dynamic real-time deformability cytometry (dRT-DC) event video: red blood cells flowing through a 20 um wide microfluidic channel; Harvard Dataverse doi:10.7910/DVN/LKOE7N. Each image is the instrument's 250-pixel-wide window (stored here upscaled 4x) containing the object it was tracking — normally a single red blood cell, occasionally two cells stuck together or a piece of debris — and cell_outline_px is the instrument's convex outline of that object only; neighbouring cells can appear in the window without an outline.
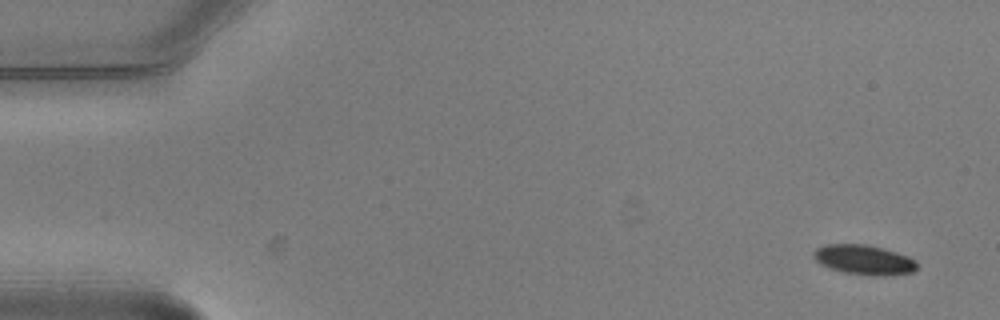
{"species": "common noctule bat (a hibernating species)", "species_latin": "Nyctalus noctula", "temperature_condition": "warm", "stored_images_in_passage": 4, "camera_frame_rate_fps": 3000, "um_per_image_px": 0.085, "animal": {"sex": "male", "body_mass_g": 20.5, "forearm_length_mm": 52.5}, "frame": {"image": 1, "passage_image": 1, "time_ms": 0.0, "image_size_px": [1000, 320], "cell_outline_px": [[920, 264], [912, 272], [884, 276], [872, 276], [844, 272], [828, 268], [820, 264], [812, 256], [812, 252], [816, 248], [824, 244], [864, 244], [884, 248], [908, 256], [916, 260]], "centroid_in_image_um": [73.43, 22.08], "position_along_channel_um": 11.6, "area_um2": 18.21}}
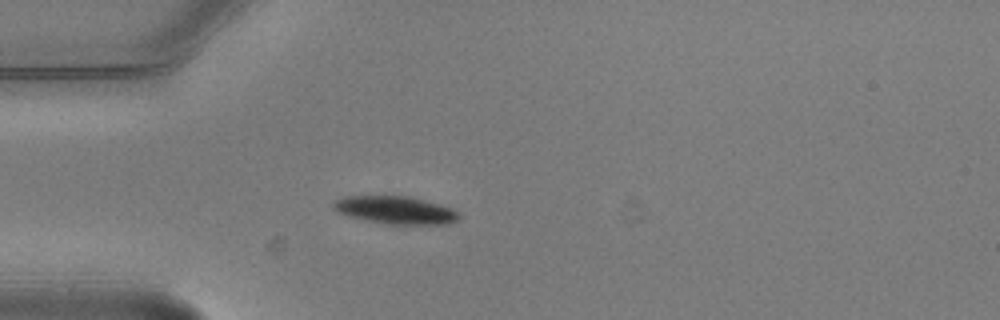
{"frame": {"image": 2, "passage_image": 4, "time_ms": 1.0, "image_size_px": [1000, 320], "cell_outline_px": [[460, 220], [448, 224], [384, 224], [364, 220], [348, 216], [336, 212], [332, 208], [332, 204], [336, 200], [344, 196], [408, 196], [440, 204], [452, 208], [460, 212]], "centroid_in_image_um": [33.63, 17.86], "position_along_channel_um": 51.4, "area_um2": 20.58}}